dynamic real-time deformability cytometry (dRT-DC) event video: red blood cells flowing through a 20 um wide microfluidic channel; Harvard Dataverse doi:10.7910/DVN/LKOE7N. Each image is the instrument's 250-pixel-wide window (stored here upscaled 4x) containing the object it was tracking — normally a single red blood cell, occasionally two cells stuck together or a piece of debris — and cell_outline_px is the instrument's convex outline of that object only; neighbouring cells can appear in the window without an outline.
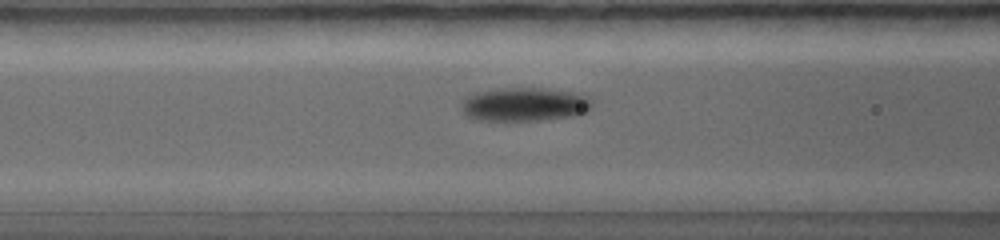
{"species": "common noctule bat (a hibernating species)", "species_latin": "Nyctalus noctula", "temperature_condition": "warm", "stored_images_in_passage": 43, "camera_frame_rate_fps": 5000, "um_per_image_px": 0.085, "animal": {"sex": "female", "body_mass_g": 19.0, "forearm_length_mm": 56.7}, "frame": {"image": 1, "passage_image": 12, "time_ms": 2.2, "image_size_px": [1000, 240], "cell_outline_px": [[592, 108], [588, 112], [576, 116], [536, 120], [476, 120], [464, 116], [460, 108], [464, 100], [468, 96], [480, 92], [504, 88], [540, 88], [572, 92], [584, 96], [592, 100]], "centroid_in_image_um": [44.59, 8.89], "position_along_channel_um": 122.0, "area_um2": 25.55}}
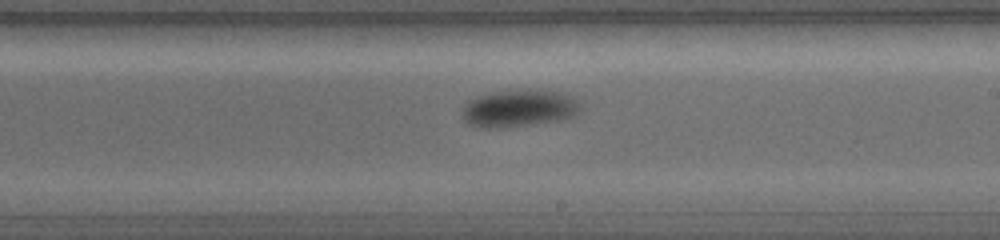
{"frame": {"image": 2, "passage_image": 21, "time_ms": 4.0, "image_size_px": [1000, 240], "cell_outline_px": [[580, 112], [576, 116], [560, 120], [508, 128], [480, 128], [468, 124], [464, 120], [460, 112], [464, 104], [468, 100], [480, 96], [496, 92], [556, 92], [568, 96], [580, 104]], "centroid_in_image_um": [44.04, 9.28], "position_along_channel_um": 245.0, "area_um2": 25.09}}
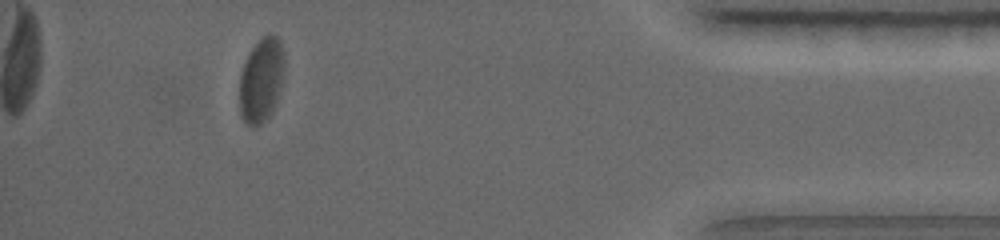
{"frame": {"image": 3, "passage_image": 37, "time_ms": 7.2, "image_size_px": [1000, 240], "cell_outline_px": [[284, 68], [280, 88], [272, 112], [260, 124], [248, 124], [244, 120], [240, 112], [240, 72], [248, 52], [268, 32], [276, 36], [280, 40], [284, 52]], "centroid_in_image_um": [22.21, 6.74], "position_along_channel_um": 413.0, "area_um2": 21.85}}